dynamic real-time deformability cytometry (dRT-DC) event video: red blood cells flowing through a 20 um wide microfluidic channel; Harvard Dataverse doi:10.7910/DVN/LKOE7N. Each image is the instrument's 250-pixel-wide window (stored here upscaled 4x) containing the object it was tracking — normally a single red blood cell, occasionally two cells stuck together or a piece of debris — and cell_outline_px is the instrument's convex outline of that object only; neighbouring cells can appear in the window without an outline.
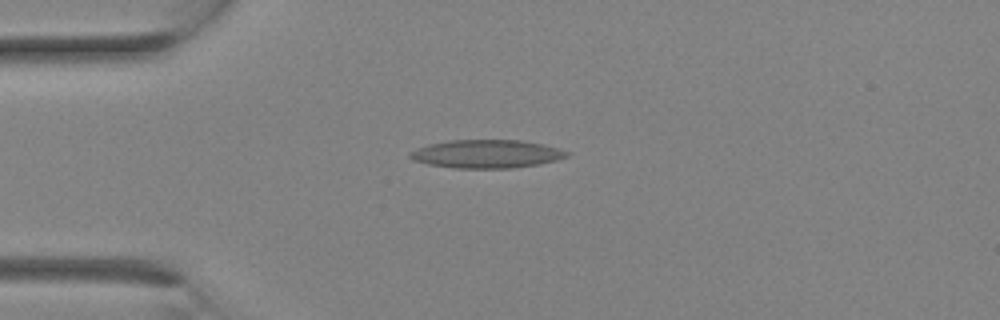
{"species": "Egyptian fruit bat (a non-hibernating species)", "species_latin": "Rousettus aegyptiacus", "temperature_condition": "room temperature", "stored_images_in_passage": 9, "camera_frame_rate_fps": 3000, "um_per_image_px": 0.085, "animal": {"sex": "female"}, "frame": {"image": 1, "passage_image": 6, "time_ms": 1.667, "image_size_px": [1000, 320], "cell_outline_px": [[572, 152], [568, 156], [556, 160], [540, 164], [512, 168], [456, 168], [428, 164], [412, 160], [408, 156], [408, 152], [416, 148], [428, 144], [448, 140], [520, 140], [544, 144], [560, 148]], "centroid_in_image_um": [41.36, 13.08], "position_along_channel_um": 43.6, "area_um2": 26.13}}
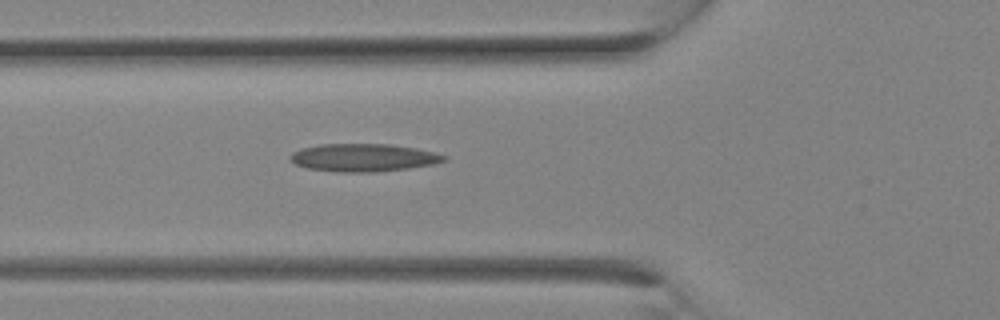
{"frame": {"image": 2, "passage_image": 9, "time_ms": 2.667, "image_size_px": [1000, 320], "cell_outline_px": [[448, 160], [432, 164], [408, 168], [376, 172], [336, 172], [308, 168], [296, 164], [288, 160], [288, 156], [292, 152], [300, 148], [320, 144], [388, 144], [416, 148], [448, 156]], "centroid_in_image_um": [30.85, 13.39], "position_along_channel_um": 95.0, "area_um2": 25.03}}